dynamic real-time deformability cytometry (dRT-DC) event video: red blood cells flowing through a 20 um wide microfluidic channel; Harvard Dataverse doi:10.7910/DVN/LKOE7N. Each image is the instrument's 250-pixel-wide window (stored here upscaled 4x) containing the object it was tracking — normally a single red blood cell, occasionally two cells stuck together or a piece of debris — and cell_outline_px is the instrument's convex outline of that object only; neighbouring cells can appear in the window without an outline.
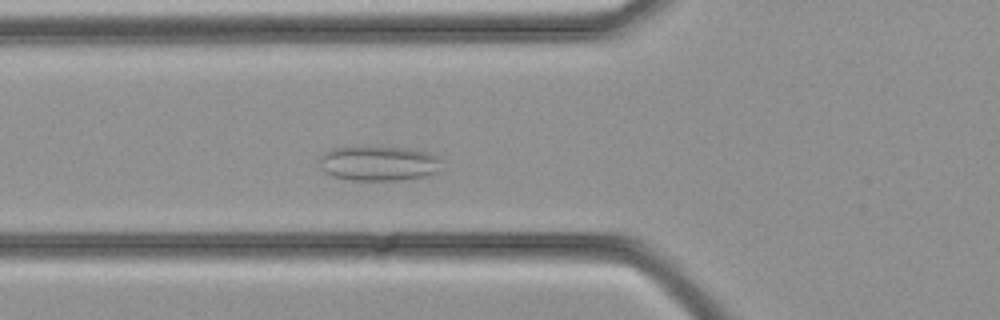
{"species": "common noctule bat (a hibernating species)", "species_latin": "Nyctalus noctula", "temperature_condition": "cold", "stored_images_in_passage": 33, "camera_frame_rate_fps": 3000, "um_per_image_px": 0.085, "animal": {"sex": "female", "body_mass_g": 21.9}, "frame": {"image": 1, "passage_image": 10, "time_ms": 3.0, "image_size_px": [1000, 320], "cell_outline_px": [[436, 172], [428, 176], [404, 180], [348, 180], [332, 176], [324, 172], [320, 168], [320, 156], [324, 152], [332, 148], [404, 148], [428, 152], [436, 156]], "centroid_in_image_um": [32.1, 13.92], "position_along_channel_um": 93.7, "area_um2": 24.28}}